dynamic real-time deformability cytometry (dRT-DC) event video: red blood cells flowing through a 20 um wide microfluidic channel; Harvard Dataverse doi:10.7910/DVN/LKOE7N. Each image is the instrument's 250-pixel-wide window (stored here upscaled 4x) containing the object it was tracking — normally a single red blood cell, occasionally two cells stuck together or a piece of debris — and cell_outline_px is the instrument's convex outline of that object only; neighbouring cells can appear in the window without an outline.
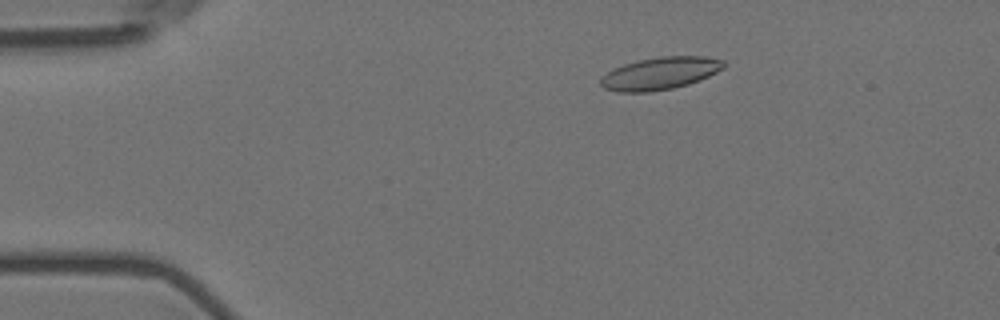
{"species": "Egyptian fruit bat (a non-hibernating species)", "species_latin": "Rousettus aegyptiacus", "temperature_condition": "room temperature", "stored_images_in_passage": 56, "camera_frame_rate_fps": 3000, "um_per_image_px": 0.085, "animal": {"sex": "female"}, "frame": {"image": 1, "passage_image": 10, "time_ms": 3.0, "image_size_px": [1000, 320], "cell_outline_px": [[724, 68], [700, 80], [688, 84], [672, 88], [648, 92], [616, 92], [604, 88], [600, 84], [600, 76], [624, 64], [640, 60], [660, 56], [704, 56], [724, 60]], "centroid_in_image_um": [56.1, 6.24], "position_along_channel_um": 28.9, "area_um2": 23.18}}
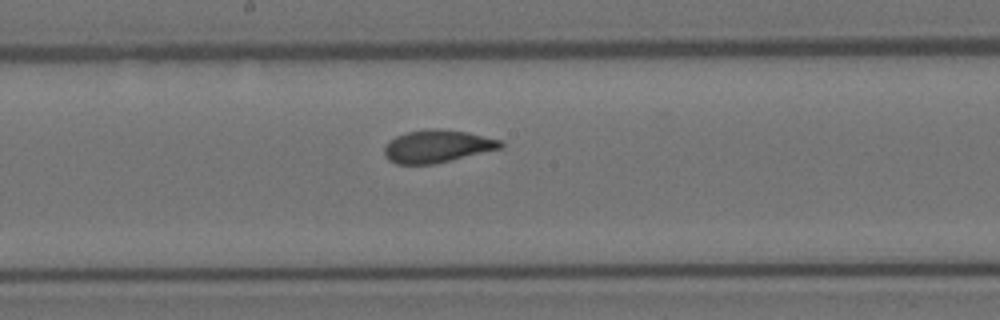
{"frame": {"image": 2, "passage_image": 30, "time_ms": 9.667, "image_size_px": [1000, 320], "cell_outline_px": [[504, 148], [452, 160], [432, 164], [396, 164], [388, 160], [384, 156], [384, 148], [388, 140], [396, 136], [408, 132], [432, 128], [440, 128], [468, 132], [504, 140]], "centroid_in_image_um": [37.2, 12.43], "position_along_channel_um": 211.0, "area_um2": 22.48}}
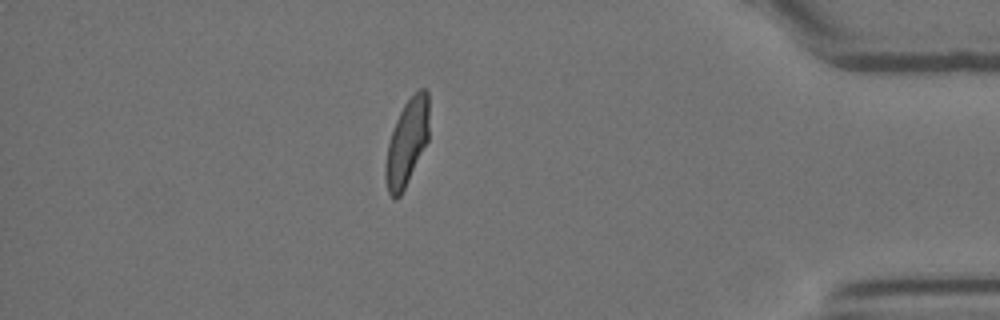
{"frame": {"image": 3, "passage_image": 49, "time_ms": 16.0, "image_size_px": [1000, 320], "cell_outline_px": [[428, 140], [400, 196], [396, 200], [388, 192], [384, 176], [384, 168], [388, 144], [396, 120], [404, 104], [420, 88], [424, 88], [428, 92]], "centroid_in_image_um": [34.57, 12.11], "position_along_channel_um": 400.6, "area_um2": 21.5}, "authors_computed_cell_mechanics": {"area_um2": 22.5131, "velocity_mm_per_s": 3.6087, "shape_relaxation_time_tau1_ms": 7.2859, "shape_relaxation_time_tau2_ms": 0.9726, "deformation_change_tau1": 0.1937, "deformation_change_tau2": 0.0744}}